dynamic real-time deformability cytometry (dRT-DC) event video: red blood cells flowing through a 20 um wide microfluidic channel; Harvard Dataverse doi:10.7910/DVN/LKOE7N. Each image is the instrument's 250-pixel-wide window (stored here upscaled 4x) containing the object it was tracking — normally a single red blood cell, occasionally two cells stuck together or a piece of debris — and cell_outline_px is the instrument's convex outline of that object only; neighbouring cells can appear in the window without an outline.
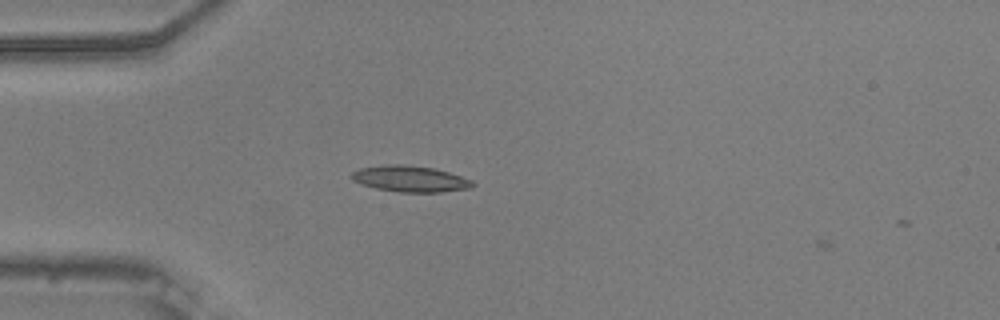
{"species": "common noctule bat (a hibernating species)", "species_latin": "Nyctalus noctula", "temperature_condition": "warm", "stored_images_in_passage": 3, "camera_frame_rate_fps": 3000, "um_per_image_px": 0.085, "animal": {"sex": "male", "body_mass_g": 20.5, "forearm_length_mm": 52.5}, "frame": {"image": 1, "passage_image": 2, "time_ms": 0.333, "image_size_px": [1000, 320], "cell_outline_px": [[476, 184], [472, 188], [440, 192], [400, 192], [376, 188], [360, 184], [352, 180], [348, 176], [352, 172], [360, 168], [384, 164], [404, 164], [432, 168], [448, 172], [472, 180]], "centroid_in_image_um": [34.83, 15.2], "position_along_channel_um": 50.2, "area_um2": 18.55}}